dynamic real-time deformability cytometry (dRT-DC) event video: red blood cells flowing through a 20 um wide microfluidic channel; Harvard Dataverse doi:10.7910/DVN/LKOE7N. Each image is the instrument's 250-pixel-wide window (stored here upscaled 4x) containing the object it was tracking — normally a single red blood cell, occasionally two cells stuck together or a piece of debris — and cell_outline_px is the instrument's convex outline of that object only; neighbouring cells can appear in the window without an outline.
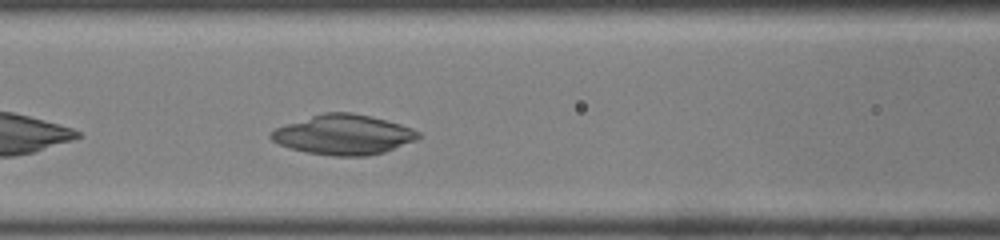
{"species": "common noctule bat (a hibernating species)", "species_latin": "Nyctalus noctula", "temperature_condition": "room temperature", "stored_images_in_passage": 27, "camera_frame_rate_fps": 3000, "um_per_image_px": 0.085, "animal": {"sex": "male", "body_mass_g": 19.0, "forearm_length_mm": 50.8}, "frame": {"image": 1, "passage_image": 7, "time_ms": 2.0, "image_size_px": [1000, 240], "cell_outline_px": [[420, 136], [416, 140], [384, 152], [368, 156], [332, 156], [304, 152], [280, 144], [272, 140], [268, 136], [276, 128], [324, 112], [352, 112], [400, 124], [412, 128], [420, 132]], "centroid_in_image_um": [29.22, 11.46], "position_along_channel_um": 137.4, "area_um2": 33.87}}
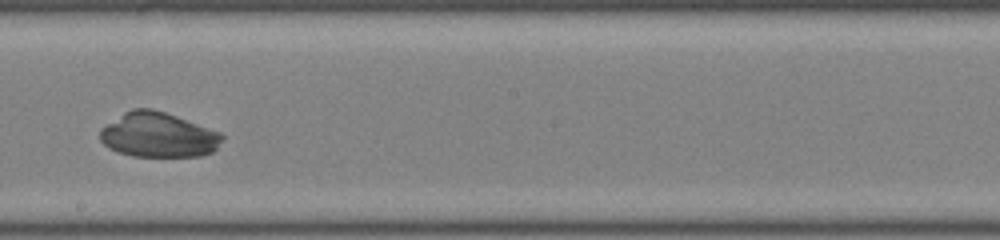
{"frame": {"image": 2, "passage_image": 14, "time_ms": 4.333, "image_size_px": [1000, 240], "cell_outline_px": [[224, 140], [212, 152], [200, 156], [132, 156], [108, 148], [100, 140], [100, 128], [124, 112], [132, 108], [152, 108], [176, 116], [220, 132], [224, 136]], "centroid_in_image_um": [13.44, 11.47], "position_along_channel_um": 234.8, "area_um2": 31.85}}
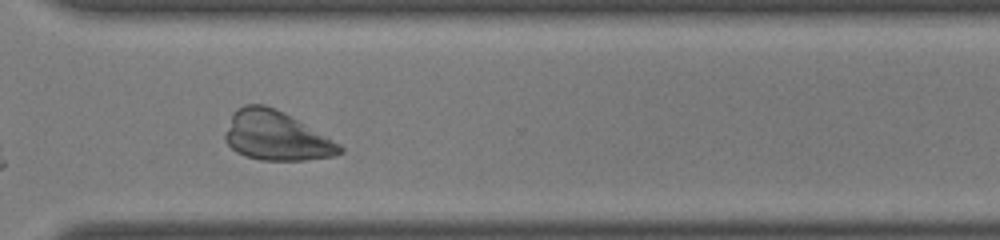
{"frame": {"image": 3, "passage_image": 22, "time_ms": 7.0, "image_size_px": [1000, 240], "cell_outline_px": [[344, 152], [336, 156], [304, 160], [260, 160], [244, 156], [236, 152], [224, 140], [224, 132], [232, 112], [236, 108], [244, 104], [264, 104], [296, 120], [340, 144], [344, 148]], "centroid_in_image_um": [23.41, 11.57], "position_along_channel_um": 347.2, "area_um2": 32.66}}